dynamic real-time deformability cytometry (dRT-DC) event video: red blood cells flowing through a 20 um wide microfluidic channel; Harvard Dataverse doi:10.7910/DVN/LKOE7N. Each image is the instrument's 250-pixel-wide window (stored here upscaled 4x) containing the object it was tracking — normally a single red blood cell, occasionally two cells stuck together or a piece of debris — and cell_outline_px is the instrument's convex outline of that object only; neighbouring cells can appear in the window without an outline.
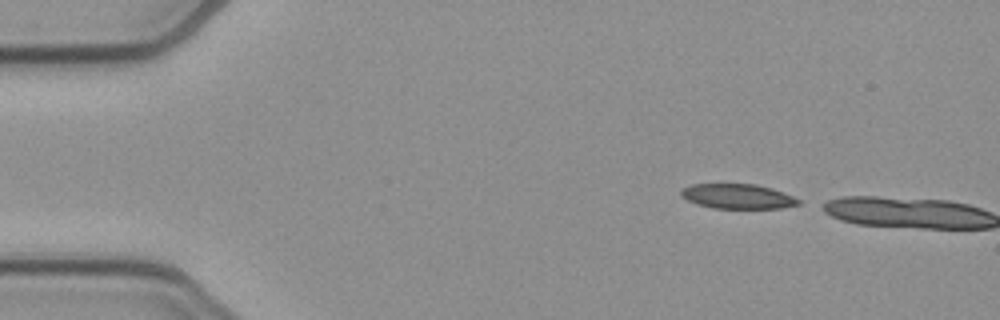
{"species": "common noctule bat (a hibernating species)", "species_latin": "Nyctalus noctula", "temperature_condition": "cold", "stored_images_in_passage": 2, "camera_frame_rate_fps": 3000, "um_per_image_px": 0.085, "animal": {"sex": "female", "body_mass_g": 21.9}, "frame": {"image": 1, "passage_image": 1, "time_ms": 0.0, "image_size_px": [1000, 320], "cell_outline_px": [[800, 204], [780, 208], [712, 208], [696, 204], [680, 196], [680, 188], [688, 184], [756, 184], [772, 188], [784, 192], [800, 200]], "centroid_in_image_um": [62.65, 16.68], "position_along_channel_um": 22.3, "area_um2": 17.11}}